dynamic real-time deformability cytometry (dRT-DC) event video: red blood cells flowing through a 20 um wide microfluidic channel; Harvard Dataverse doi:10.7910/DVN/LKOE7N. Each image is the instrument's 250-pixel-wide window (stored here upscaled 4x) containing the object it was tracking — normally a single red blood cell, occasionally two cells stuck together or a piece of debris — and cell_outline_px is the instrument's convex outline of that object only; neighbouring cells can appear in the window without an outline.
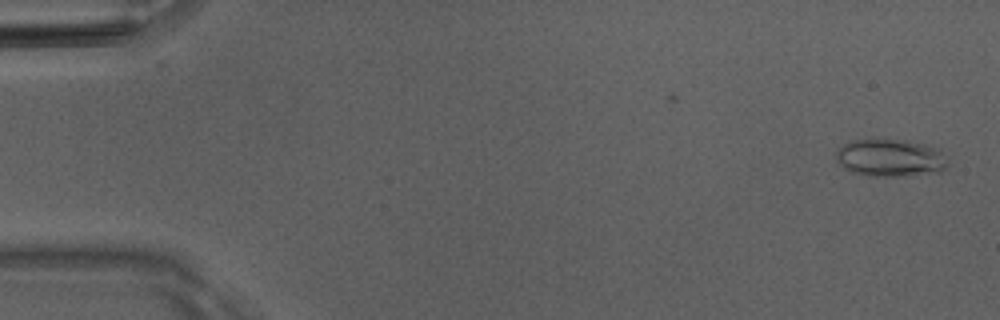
{"species": "Egyptian fruit bat (a non-hibernating species)", "species_latin": "Rousettus aegyptiacus", "temperature_condition": "room temperature", "stored_images_in_passage": 11, "camera_frame_rate_fps": 3000, "um_per_image_px": 0.085, "animal": {"sex": "male"}, "frame": {"image": 1, "passage_image": 2, "time_ms": 0.333, "image_size_px": [1000, 320], "cell_outline_px": [[948, 164], [940, 172], [904, 176], [868, 176], [852, 172], [844, 168], [836, 160], [836, 148], [848, 140], [908, 140], [924, 144], [936, 148], [948, 160]], "centroid_in_image_um": [75.64, 13.42], "position_along_channel_um": 9.4, "area_um2": 24.57}}